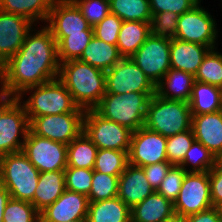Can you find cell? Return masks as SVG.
Wrapping results in <instances>:
<instances>
[{"label": "cell", "instance_id": "cell-37", "mask_svg": "<svg viewBox=\"0 0 222 222\" xmlns=\"http://www.w3.org/2000/svg\"><path fill=\"white\" fill-rule=\"evenodd\" d=\"M194 140L195 137L192 129L167 137V161L172 165L179 166Z\"/></svg>", "mask_w": 222, "mask_h": 222}, {"label": "cell", "instance_id": "cell-7", "mask_svg": "<svg viewBox=\"0 0 222 222\" xmlns=\"http://www.w3.org/2000/svg\"><path fill=\"white\" fill-rule=\"evenodd\" d=\"M28 130L29 120L21 100L0 95V157L22 151Z\"/></svg>", "mask_w": 222, "mask_h": 222}, {"label": "cell", "instance_id": "cell-48", "mask_svg": "<svg viewBox=\"0 0 222 222\" xmlns=\"http://www.w3.org/2000/svg\"><path fill=\"white\" fill-rule=\"evenodd\" d=\"M10 199V193L2 184H0V222H3L4 209Z\"/></svg>", "mask_w": 222, "mask_h": 222}, {"label": "cell", "instance_id": "cell-35", "mask_svg": "<svg viewBox=\"0 0 222 222\" xmlns=\"http://www.w3.org/2000/svg\"><path fill=\"white\" fill-rule=\"evenodd\" d=\"M189 163L192 166L188 170L186 166H189ZM216 163L215 156L203 144L194 140L179 166L187 172H209Z\"/></svg>", "mask_w": 222, "mask_h": 222}, {"label": "cell", "instance_id": "cell-1", "mask_svg": "<svg viewBox=\"0 0 222 222\" xmlns=\"http://www.w3.org/2000/svg\"><path fill=\"white\" fill-rule=\"evenodd\" d=\"M30 30L21 48L0 67V95L18 97L26 88L55 80L59 76L57 42L44 26Z\"/></svg>", "mask_w": 222, "mask_h": 222}, {"label": "cell", "instance_id": "cell-12", "mask_svg": "<svg viewBox=\"0 0 222 222\" xmlns=\"http://www.w3.org/2000/svg\"><path fill=\"white\" fill-rule=\"evenodd\" d=\"M170 44L171 39L150 34L130 57L155 85L171 68Z\"/></svg>", "mask_w": 222, "mask_h": 222}, {"label": "cell", "instance_id": "cell-22", "mask_svg": "<svg viewBox=\"0 0 222 222\" xmlns=\"http://www.w3.org/2000/svg\"><path fill=\"white\" fill-rule=\"evenodd\" d=\"M194 81L195 79L192 74L170 68L162 80L156 85V94L167 100L189 102Z\"/></svg>", "mask_w": 222, "mask_h": 222}, {"label": "cell", "instance_id": "cell-50", "mask_svg": "<svg viewBox=\"0 0 222 222\" xmlns=\"http://www.w3.org/2000/svg\"><path fill=\"white\" fill-rule=\"evenodd\" d=\"M217 162L222 165V155L217 159Z\"/></svg>", "mask_w": 222, "mask_h": 222}, {"label": "cell", "instance_id": "cell-46", "mask_svg": "<svg viewBox=\"0 0 222 222\" xmlns=\"http://www.w3.org/2000/svg\"><path fill=\"white\" fill-rule=\"evenodd\" d=\"M172 166L173 165L168 161H163L142 167L145 172V177L147 178V181L150 183V186L154 189V191H157L162 180L165 178Z\"/></svg>", "mask_w": 222, "mask_h": 222}, {"label": "cell", "instance_id": "cell-13", "mask_svg": "<svg viewBox=\"0 0 222 222\" xmlns=\"http://www.w3.org/2000/svg\"><path fill=\"white\" fill-rule=\"evenodd\" d=\"M217 24L211 14L197 4L178 19L176 39L216 48Z\"/></svg>", "mask_w": 222, "mask_h": 222}, {"label": "cell", "instance_id": "cell-51", "mask_svg": "<svg viewBox=\"0 0 222 222\" xmlns=\"http://www.w3.org/2000/svg\"><path fill=\"white\" fill-rule=\"evenodd\" d=\"M70 222H86V220H72Z\"/></svg>", "mask_w": 222, "mask_h": 222}, {"label": "cell", "instance_id": "cell-23", "mask_svg": "<svg viewBox=\"0 0 222 222\" xmlns=\"http://www.w3.org/2000/svg\"><path fill=\"white\" fill-rule=\"evenodd\" d=\"M66 190L64 170L40 172L33 206L41 213Z\"/></svg>", "mask_w": 222, "mask_h": 222}, {"label": "cell", "instance_id": "cell-47", "mask_svg": "<svg viewBox=\"0 0 222 222\" xmlns=\"http://www.w3.org/2000/svg\"><path fill=\"white\" fill-rule=\"evenodd\" d=\"M186 222H222V209L212 207L208 210L185 217Z\"/></svg>", "mask_w": 222, "mask_h": 222}, {"label": "cell", "instance_id": "cell-5", "mask_svg": "<svg viewBox=\"0 0 222 222\" xmlns=\"http://www.w3.org/2000/svg\"><path fill=\"white\" fill-rule=\"evenodd\" d=\"M144 126L165 137L191 130L192 113L189 102L167 100L155 93L148 103Z\"/></svg>", "mask_w": 222, "mask_h": 222}, {"label": "cell", "instance_id": "cell-14", "mask_svg": "<svg viewBox=\"0 0 222 222\" xmlns=\"http://www.w3.org/2000/svg\"><path fill=\"white\" fill-rule=\"evenodd\" d=\"M105 74L106 93L156 92V85L130 57H123Z\"/></svg>", "mask_w": 222, "mask_h": 222}, {"label": "cell", "instance_id": "cell-2", "mask_svg": "<svg viewBox=\"0 0 222 222\" xmlns=\"http://www.w3.org/2000/svg\"><path fill=\"white\" fill-rule=\"evenodd\" d=\"M58 79L70 92L74 102L85 110L94 109L106 93L105 71L79 59L60 63Z\"/></svg>", "mask_w": 222, "mask_h": 222}, {"label": "cell", "instance_id": "cell-36", "mask_svg": "<svg viewBox=\"0 0 222 222\" xmlns=\"http://www.w3.org/2000/svg\"><path fill=\"white\" fill-rule=\"evenodd\" d=\"M118 176L108 175L93 170L89 202L111 199L118 195Z\"/></svg>", "mask_w": 222, "mask_h": 222}, {"label": "cell", "instance_id": "cell-16", "mask_svg": "<svg viewBox=\"0 0 222 222\" xmlns=\"http://www.w3.org/2000/svg\"><path fill=\"white\" fill-rule=\"evenodd\" d=\"M47 23L52 36H68L82 33L84 30H93L72 0H55Z\"/></svg>", "mask_w": 222, "mask_h": 222}, {"label": "cell", "instance_id": "cell-32", "mask_svg": "<svg viewBox=\"0 0 222 222\" xmlns=\"http://www.w3.org/2000/svg\"><path fill=\"white\" fill-rule=\"evenodd\" d=\"M57 42L59 62L79 59L84 49L93 37V30H84L82 33L68 36H53Z\"/></svg>", "mask_w": 222, "mask_h": 222}, {"label": "cell", "instance_id": "cell-3", "mask_svg": "<svg viewBox=\"0 0 222 222\" xmlns=\"http://www.w3.org/2000/svg\"><path fill=\"white\" fill-rule=\"evenodd\" d=\"M155 93H105L94 109L104 118L136 131L145 125L148 103Z\"/></svg>", "mask_w": 222, "mask_h": 222}, {"label": "cell", "instance_id": "cell-9", "mask_svg": "<svg viewBox=\"0 0 222 222\" xmlns=\"http://www.w3.org/2000/svg\"><path fill=\"white\" fill-rule=\"evenodd\" d=\"M85 112H70L33 117L29 130L40 137L68 145L83 132Z\"/></svg>", "mask_w": 222, "mask_h": 222}, {"label": "cell", "instance_id": "cell-25", "mask_svg": "<svg viewBox=\"0 0 222 222\" xmlns=\"http://www.w3.org/2000/svg\"><path fill=\"white\" fill-rule=\"evenodd\" d=\"M86 222H131V209L118 196L89 202Z\"/></svg>", "mask_w": 222, "mask_h": 222}, {"label": "cell", "instance_id": "cell-27", "mask_svg": "<svg viewBox=\"0 0 222 222\" xmlns=\"http://www.w3.org/2000/svg\"><path fill=\"white\" fill-rule=\"evenodd\" d=\"M189 106L192 116L222 110V89L194 81Z\"/></svg>", "mask_w": 222, "mask_h": 222}, {"label": "cell", "instance_id": "cell-4", "mask_svg": "<svg viewBox=\"0 0 222 222\" xmlns=\"http://www.w3.org/2000/svg\"><path fill=\"white\" fill-rule=\"evenodd\" d=\"M28 91L34 92L26 101H21L28 120L51 114L86 111L74 102L72 95L58 78L44 84L28 87L17 98L22 100V95Z\"/></svg>", "mask_w": 222, "mask_h": 222}, {"label": "cell", "instance_id": "cell-42", "mask_svg": "<svg viewBox=\"0 0 222 222\" xmlns=\"http://www.w3.org/2000/svg\"><path fill=\"white\" fill-rule=\"evenodd\" d=\"M186 173L187 171H185L181 166L173 165L162 180L157 192L165 199L174 203L178 198Z\"/></svg>", "mask_w": 222, "mask_h": 222}, {"label": "cell", "instance_id": "cell-40", "mask_svg": "<svg viewBox=\"0 0 222 222\" xmlns=\"http://www.w3.org/2000/svg\"><path fill=\"white\" fill-rule=\"evenodd\" d=\"M179 18V14L169 11L152 15L150 22L151 34L172 40L176 37Z\"/></svg>", "mask_w": 222, "mask_h": 222}, {"label": "cell", "instance_id": "cell-20", "mask_svg": "<svg viewBox=\"0 0 222 222\" xmlns=\"http://www.w3.org/2000/svg\"><path fill=\"white\" fill-rule=\"evenodd\" d=\"M154 189L145 177L142 167L128 164L119 176L118 197L131 209L134 205L145 200Z\"/></svg>", "mask_w": 222, "mask_h": 222}, {"label": "cell", "instance_id": "cell-11", "mask_svg": "<svg viewBox=\"0 0 222 222\" xmlns=\"http://www.w3.org/2000/svg\"><path fill=\"white\" fill-rule=\"evenodd\" d=\"M212 207L209 172H187L174 202V212L187 217Z\"/></svg>", "mask_w": 222, "mask_h": 222}, {"label": "cell", "instance_id": "cell-29", "mask_svg": "<svg viewBox=\"0 0 222 222\" xmlns=\"http://www.w3.org/2000/svg\"><path fill=\"white\" fill-rule=\"evenodd\" d=\"M55 0H0V10L5 13L17 14L35 22H47Z\"/></svg>", "mask_w": 222, "mask_h": 222}, {"label": "cell", "instance_id": "cell-6", "mask_svg": "<svg viewBox=\"0 0 222 222\" xmlns=\"http://www.w3.org/2000/svg\"><path fill=\"white\" fill-rule=\"evenodd\" d=\"M39 174V170L22 151L0 157V184L7 189L13 199L30 202L33 205Z\"/></svg>", "mask_w": 222, "mask_h": 222}, {"label": "cell", "instance_id": "cell-10", "mask_svg": "<svg viewBox=\"0 0 222 222\" xmlns=\"http://www.w3.org/2000/svg\"><path fill=\"white\" fill-rule=\"evenodd\" d=\"M22 152L39 172L65 170L67 167V145L37 136L30 130Z\"/></svg>", "mask_w": 222, "mask_h": 222}, {"label": "cell", "instance_id": "cell-34", "mask_svg": "<svg viewBox=\"0 0 222 222\" xmlns=\"http://www.w3.org/2000/svg\"><path fill=\"white\" fill-rule=\"evenodd\" d=\"M210 49L203 58L194 79L201 83H207L216 87H222V54Z\"/></svg>", "mask_w": 222, "mask_h": 222}, {"label": "cell", "instance_id": "cell-26", "mask_svg": "<svg viewBox=\"0 0 222 222\" xmlns=\"http://www.w3.org/2000/svg\"><path fill=\"white\" fill-rule=\"evenodd\" d=\"M122 58L117 45L108 44L93 35L79 60L106 72Z\"/></svg>", "mask_w": 222, "mask_h": 222}, {"label": "cell", "instance_id": "cell-44", "mask_svg": "<svg viewBox=\"0 0 222 222\" xmlns=\"http://www.w3.org/2000/svg\"><path fill=\"white\" fill-rule=\"evenodd\" d=\"M200 2L201 0H149L152 15L166 11L182 15Z\"/></svg>", "mask_w": 222, "mask_h": 222}, {"label": "cell", "instance_id": "cell-49", "mask_svg": "<svg viewBox=\"0 0 222 222\" xmlns=\"http://www.w3.org/2000/svg\"><path fill=\"white\" fill-rule=\"evenodd\" d=\"M161 222H186L185 217L174 213L171 217L164 219Z\"/></svg>", "mask_w": 222, "mask_h": 222}, {"label": "cell", "instance_id": "cell-43", "mask_svg": "<svg viewBox=\"0 0 222 222\" xmlns=\"http://www.w3.org/2000/svg\"><path fill=\"white\" fill-rule=\"evenodd\" d=\"M122 23L123 21L117 15L109 13L93 27V35L108 44L117 45Z\"/></svg>", "mask_w": 222, "mask_h": 222}, {"label": "cell", "instance_id": "cell-41", "mask_svg": "<svg viewBox=\"0 0 222 222\" xmlns=\"http://www.w3.org/2000/svg\"><path fill=\"white\" fill-rule=\"evenodd\" d=\"M91 27L96 26L110 13L109 0H72Z\"/></svg>", "mask_w": 222, "mask_h": 222}, {"label": "cell", "instance_id": "cell-45", "mask_svg": "<svg viewBox=\"0 0 222 222\" xmlns=\"http://www.w3.org/2000/svg\"><path fill=\"white\" fill-rule=\"evenodd\" d=\"M212 206L222 208V165L218 162L209 171Z\"/></svg>", "mask_w": 222, "mask_h": 222}, {"label": "cell", "instance_id": "cell-18", "mask_svg": "<svg viewBox=\"0 0 222 222\" xmlns=\"http://www.w3.org/2000/svg\"><path fill=\"white\" fill-rule=\"evenodd\" d=\"M88 207V196L65 190L53 204L40 213V222L86 220Z\"/></svg>", "mask_w": 222, "mask_h": 222}, {"label": "cell", "instance_id": "cell-39", "mask_svg": "<svg viewBox=\"0 0 222 222\" xmlns=\"http://www.w3.org/2000/svg\"><path fill=\"white\" fill-rule=\"evenodd\" d=\"M66 190L89 195L93 169L66 167L64 170Z\"/></svg>", "mask_w": 222, "mask_h": 222}, {"label": "cell", "instance_id": "cell-38", "mask_svg": "<svg viewBox=\"0 0 222 222\" xmlns=\"http://www.w3.org/2000/svg\"><path fill=\"white\" fill-rule=\"evenodd\" d=\"M3 222H40V213L30 202L11 198L4 209Z\"/></svg>", "mask_w": 222, "mask_h": 222}, {"label": "cell", "instance_id": "cell-33", "mask_svg": "<svg viewBox=\"0 0 222 222\" xmlns=\"http://www.w3.org/2000/svg\"><path fill=\"white\" fill-rule=\"evenodd\" d=\"M128 164V152L98 149L93 170L119 177L125 171Z\"/></svg>", "mask_w": 222, "mask_h": 222}, {"label": "cell", "instance_id": "cell-28", "mask_svg": "<svg viewBox=\"0 0 222 222\" xmlns=\"http://www.w3.org/2000/svg\"><path fill=\"white\" fill-rule=\"evenodd\" d=\"M150 34V22L123 21L117 42L120 54L131 57Z\"/></svg>", "mask_w": 222, "mask_h": 222}, {"label": "cell", "instance_id": "cell-15", "mask_svg": "<svg viewBox=\"0 0 222 222\" xmlns=\"http://www.w3.org/2000/svg\"><path fill=\"white\" fill-rule=\"evenodd\" d=\"M166 142L167 137L145 126L133 131L128 153L129 164L143 167L167 161Z\"/></svg>", "mask_w": 222, "mask_h": 222}, {"label": "cell", "instance_id": "cell-30", "mask_svg": "<svg viewBox=\"0 0 222 222\" xmlns=\"http://www.w3.org/2000/svg\"><path fill=\"white\" fill-rule=\"evenodd\" d=\"M97 146L82 132L67 145V167L94 169Z\"/></svg>", "mask_w": 222, "mask_h": 222}, {"label": "cell", "instance_id": "cell-17", "mask_svg": "<svg viewBox=\"0 0 222 222\" xmlns=\"http://www.w3.org/2000/svg\"><path fill=\"white\" fill-rule=\"evenodd\" d=\"M32 24L23 16L0 10V67L21 48Z\"/></svg>", "mask_w": 222, "mask_h": 222}, {"label": "cell", "instance_id": "cell-31", "mask_svg": "<svg viewBox=\"0 0 222 222\" xmlns=\"http://www.w3.org/2000/svg\"><path fill=\"white\" fill-rule=\"evenodd\" d=\"M110 13L122 21L151 22L149 0H109Z\"/></svg>", "mask_w": 222, "mask_h": 222}, {"label": "cell", "instance_id": "cell-21", "mask_svg": "<svg viewBox=\"0 0 222 222\" xmlns=\"http://www.w3.org/2000/svg\"><path fill=\"white\" fill-rule=\"evenodd\" d=\"M209 50L205 45L173 38L170 44V66L195 76Z\"/></svg>", "mask_w": 222, "mask_h": 222}, {"label": "cell", "instance_id": "cell-24", "mask_svg": "<svg viewBox=\"0 0 222 222\" xmlns=\"http://www.w3.org/2000/svg\"><path fill=\"white\" fill-rule=\"evenodd\" d=\"M174 213V203L154 191L131 208V222H161Z\"/></svg>", "mask_w": 222, "mask_h": 222}, {"label": "cell", "instance_id": "cell-8", "mask_svg": "<svg viewBox=\"0 0 222 222\" xmlns=\"http://www.w3.org/2000/svg\"><path fill=\"white\" fill-rule=\"evenodd\" d=\"M83 132L98 149L119 150L129 153L133 131L104 118L95 109L85 111Z\"/></svg>", "mask_w": 222, "mask_h": 222}, {"label": "cell", "instance_id": "cell-19", "mask_svg": "<svg viewBox=\"0 0 222 222\" xmlns=\"http://www.w3.org/2000/svg\"><path fill=\"white\" fill-rule=\"evenodd\" d=\"M195 140L218 159L222 155V110L192 116Z\"/></svg>", "mask_w": 222, "mask_h": 222}]
</instances>
